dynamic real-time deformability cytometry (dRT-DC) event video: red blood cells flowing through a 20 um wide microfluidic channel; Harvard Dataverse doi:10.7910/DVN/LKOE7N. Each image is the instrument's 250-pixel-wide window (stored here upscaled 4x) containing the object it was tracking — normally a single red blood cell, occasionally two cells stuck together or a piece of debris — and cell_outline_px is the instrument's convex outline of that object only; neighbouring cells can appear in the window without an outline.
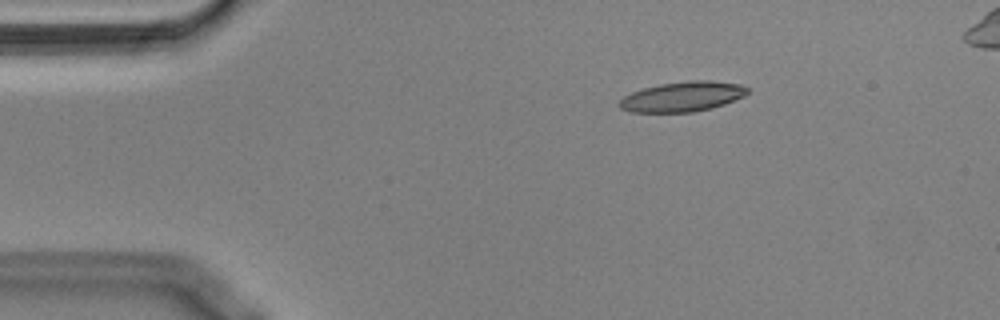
{"species": "Egyptian fruit bat (a non-hibernating species)", "species_latin": "Rousettus aegyptiacus", "temperature_condition": "cold", "stored_images_in_passage": 48, "camera_frame_rate_fps": 3000, "um_per_image_px": 0.085, "animal": {"sex": "male"}, "frame": {"image": 1, "passage_image": 1, "time_ms": 0.0, "image_size_px": [1000, 320], "cell_outline_px": [[748, 92], [744, 96], [724, 104], [712, 108], [692, 112], [632, 112], [620, 108], [616, 104], [624, 96], [632, 92], [644, 88], [660, 84], [688, 80], [712, 80], [740, 84], [748, 88]], "centroid_in_image_um": [58.01, 8.21], "position_along_channel_um": 27.0, "area_um2": 22.43}}
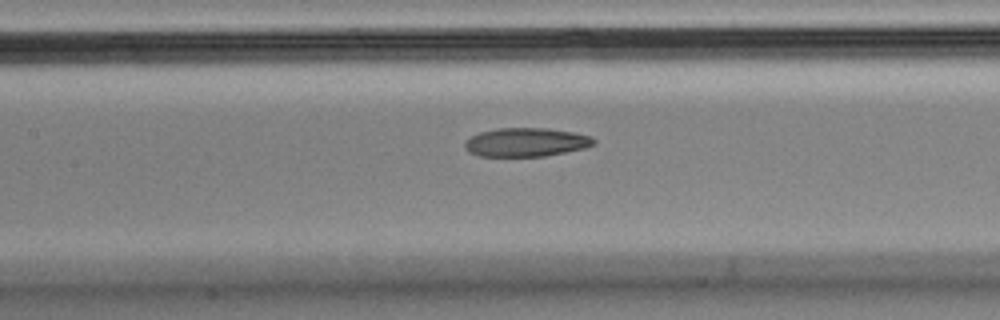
{"frame": {"image": 2, "passage_image": 17, "time_ms": 5.333, "image_size_px": [1000, 320], "cell_outline_px": [[596, 144], [584, 148], [544, 156], [480, 156], [468, 152], [464, 148], [464, 140], [480, 132], [496, 128], [548, 128], [572, 132], [592, 136], [596, 140]], "centroid_in_image_um": [44.7, 12.08], "position_along_channel_um": 162.7, "area_um2": 21.68}}
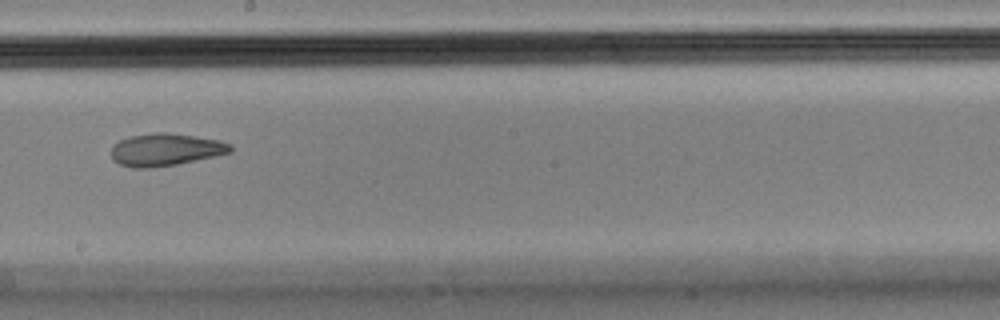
{"frame": {"image": 3, "passage_image": 23, "time_ms": 7.333, "image_size_px": [1000, 320], "cell_outline_px": [[232, 152], [176, 164], [152, 168], [132, 168], [120, 164], [112, 160], [112, 144], [128, 136], [156, 132], [164, 132], [220, 140], [232, 144]], "centroid_in_image_um": [14.04, 12.72], "position_along_channel_um": 234.2, "area_um2": 22.48}, "authors_computed_cell_mechanics": {"area_um2": 22.9466, "velocity_mm_per_s": 3.5862, "shape_relaxation_time_tau1_ms": null, "shape_relaxation_time_tau2_ms": 4.3209, "deformation_change_tau1": null, "deformation_change_tau2": 0.1162}}